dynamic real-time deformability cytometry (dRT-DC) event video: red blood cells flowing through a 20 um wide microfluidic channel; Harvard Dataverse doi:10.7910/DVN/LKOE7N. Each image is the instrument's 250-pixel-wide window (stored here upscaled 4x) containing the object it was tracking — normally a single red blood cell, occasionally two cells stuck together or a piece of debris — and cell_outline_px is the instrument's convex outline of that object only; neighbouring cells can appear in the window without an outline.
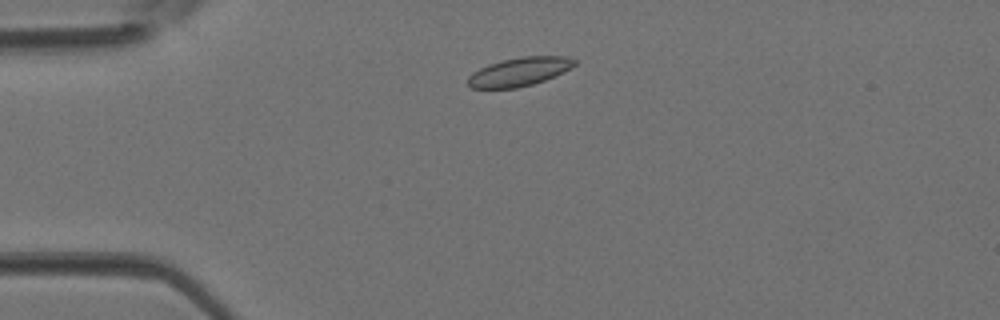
{"species": "Egyptian fruit bat (a non-hibernating species)", "species_latin": "Rousettus aegyptiacus", "temperature_condition": "room temperature", "stored_images_in_passage": 3, "camera_frame_rate_fps": 3000, "um_per_image_px": 0.085, "animal": {"sex": "female"}, "frame": {"image": 1, "passage_image": 2, "time_ms": 0.333, "image_size_px": [1000, 320], "cell_outline_px": [[576, 64], [572, 68], [544, 80], [532, 84], [516, 88], [472, 88], [468, 84], [468, 76], [472, 72], [488, 64], [520, 56], [568, 56], [576, 60]], "centroid_in_image_um": [44.15, 6.09], "position_along_channel_um": 40.8, "area_um2": 17.74}}
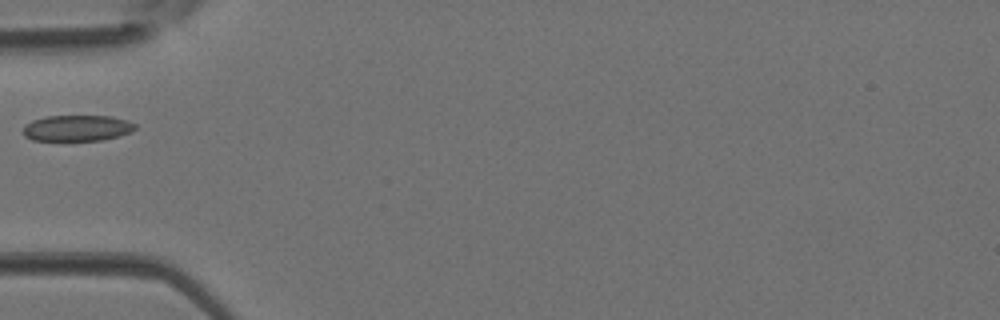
{"frame": {"image": 2, "passage_image": 3, "time_ms": 0.667, "image_size_px": [1000, 320], "cell_outline_px": [[136, 128], [132, 132], [120, 136], [100, 140], [32, 140], [24, 136], [20, 132], [24, 124], [32, 120], [44, 116], [112, 116], [128, 120], [136, 124]], "centroid_in_image_um": [6.53, 10.88], "position_along_channel_um": 78.5, "area_um2": 17.28}}